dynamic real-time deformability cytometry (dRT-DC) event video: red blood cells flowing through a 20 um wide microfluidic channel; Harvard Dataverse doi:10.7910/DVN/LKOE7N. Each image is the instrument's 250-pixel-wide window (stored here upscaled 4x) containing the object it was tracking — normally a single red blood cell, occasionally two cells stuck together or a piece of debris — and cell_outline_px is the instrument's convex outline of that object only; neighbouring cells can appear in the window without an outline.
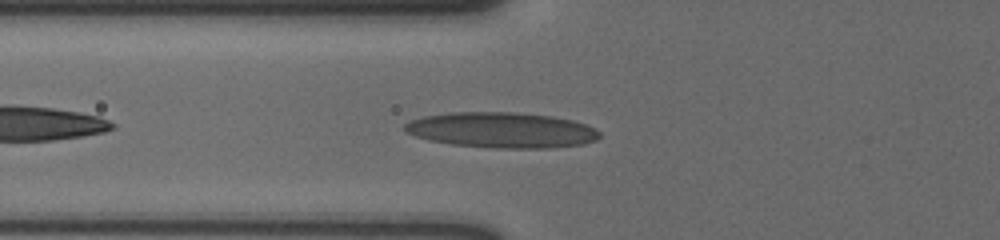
{"species": "human", "species_latin": "Homo sapiens", "temperature_condition": "cold", "stored_images_in_passage": 40, "camera_frame_rate_fps": 3000, "um_per_image_px": 0.085, "donor": {"sex": "male"}, "frame": {"image": 1, "passage_image": 5, "time_ms": 1.333, "image_size_px": [1000, 240], "cell_outline_px": [[600, 136], [596, 140], [584, 144], [548, 148], [492, 148], [452, 144], [432, 140], [416, 136], [408, 132], [404, 128], [404, 124], [412, 120], [424, 116], [452, 112], [512, 112], [552, 116], [572, 120], [596, 128], [600, 132]], "centroid_in_image_um": [42.68, 11.06], "position_along_channel_um": 83.1, "area_um2": 40.17}}
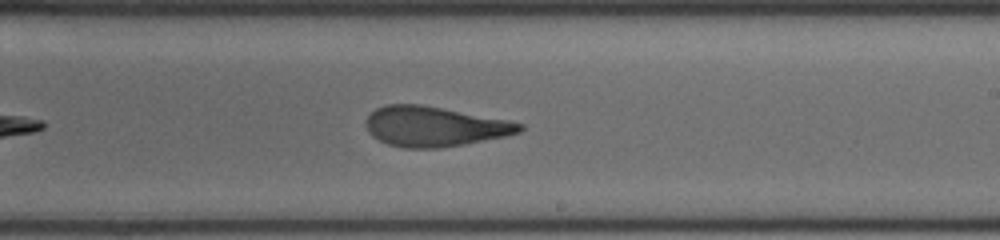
{"frame": {"image": 2, "passage_image": 19, "time_ms": 6.0, "image_size_px": [1000, 240], "cell_outline_px": [[524, 128], [520, 132], [504, 136], [464, 144], [436, 148], [404, 148], [388, 144], [372, 136], [368, 132], [364, 124], [364, 120], [376, 108], [388, 104], [420, 104], [508, 120], [524, 124]], "centroid_in_image_um": [36.88, 10.75], "position_along_channel_um": 252.1, "area_um2": 35.66}}
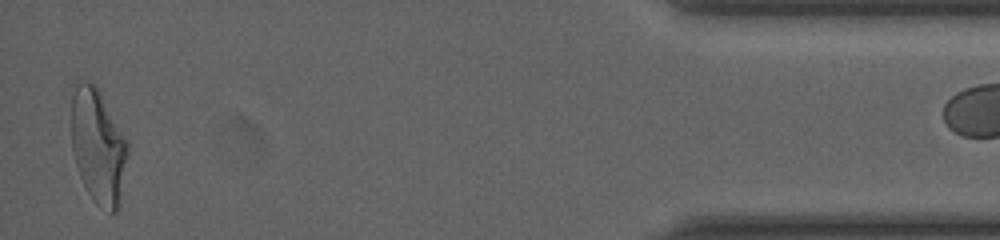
{"frame": {"image": 3, "passage_image": 39, "time_ms": 12.667, "image_size_px": [1000, 240], "cell_outline_px": [[128, 152], [120, 204], [116, 212], [112, 212], [96, 204], [92, 200], [76, 168], [72, 152], [72, 96], [76, 84], [84, 80], [88, 80], [100, 92], [128, 140]], "centroid_in_image_um": [8.35, 12.46], "position_along_channel_um": 426.9, "area_um2": 37.63}}